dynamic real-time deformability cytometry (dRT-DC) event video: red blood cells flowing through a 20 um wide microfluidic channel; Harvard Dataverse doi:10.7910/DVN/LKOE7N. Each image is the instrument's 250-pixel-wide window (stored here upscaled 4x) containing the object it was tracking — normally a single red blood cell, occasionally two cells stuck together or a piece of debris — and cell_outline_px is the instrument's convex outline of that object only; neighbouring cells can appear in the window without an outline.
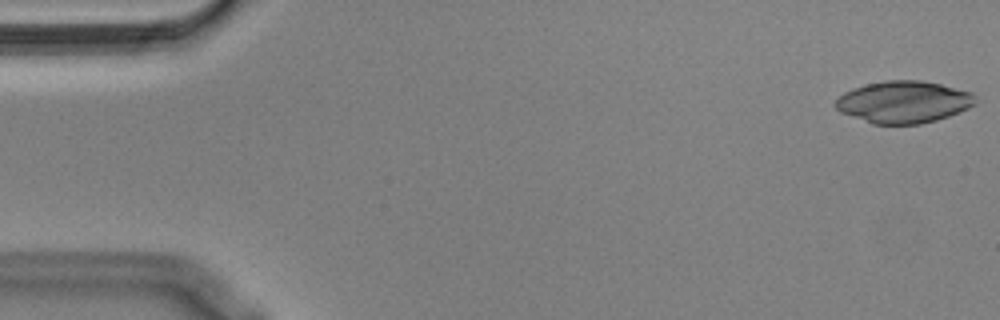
{"species": "Egyptian fruit bat (a non-hibernating species)", "species_latin": "Rousettus aegyptiacus", "temperature_condition": "cold", "stored_images_in_passage": 54, "camera_frame_rate_fps": 3000, "um_per_image_px": 0.085, "animal": {"sex": "male"}, "frame": {"image": 1, "passage_image": 1, "time_ms": 0.0, "image_size_px": [1000, 320], "cell_outline_px": [[976, 104], [960, 112], [936, 120], [920, 124], [872, 124], [840, 112], [832, 104], [844, 92], [852, 88], [884, 80], [920, 80], [940, 84], [972, 92], [976, 96]], "centroid_in_image_um": [76.8, 8.67], "position_along_channel_um": 8.2, "area_um2": 34.39}}